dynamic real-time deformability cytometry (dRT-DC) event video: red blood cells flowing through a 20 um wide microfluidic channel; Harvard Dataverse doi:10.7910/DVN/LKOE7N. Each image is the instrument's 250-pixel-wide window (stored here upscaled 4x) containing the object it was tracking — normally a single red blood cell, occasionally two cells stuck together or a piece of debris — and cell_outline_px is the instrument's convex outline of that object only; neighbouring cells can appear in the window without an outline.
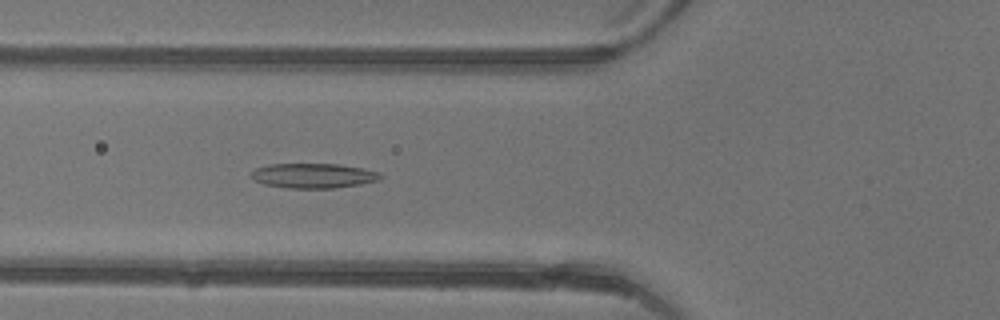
{"species": "common noctule bat (a hibernating species)", "species_latin": "Nyctalus noctula", "temperature_condition": "warm", "stored_images_in_passage": 46, "camera_frame_rate_fps": 3000, "um_per_image_px": 0.085, "animal": {"sex": "female"}, "frame": {"image": 1, "passage_image": 17, "time_ms": 5.333, "image_size_px": [1000, 320], "cell_outline_px": [[380, 180], [360, 184], [336, 188], [288, 188], [264, 184], [248, 176], [256, 168], [272, 164], [340, 164], [364, 168], [380, 172]], "centroid_in_image_um": [26.66, 14.93], "position_along_channel_um": 99.1, "area_um2": 18.67}}
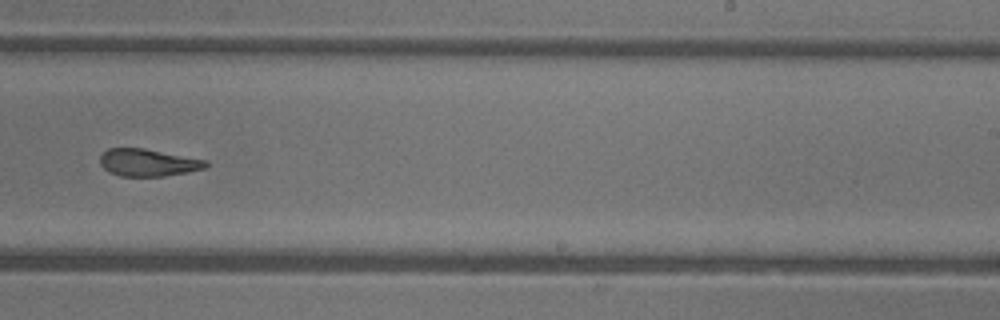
{"frame": {"image": 2, "passage_image": 29, "time_ms": 9.333, "image_size_px": [1000, 320], "cell_outline_px": [[208, 164], [204, 168], [188, 172], [164, 176], [120, 176], [108, 172], [100, 164], [100, 156], [108, 148], [144, 148], [208, 160]], "centroid_in_image_um": [12.58, 13.82], "position_along_channel_um": 276.4, "area_um2": 16.88}}
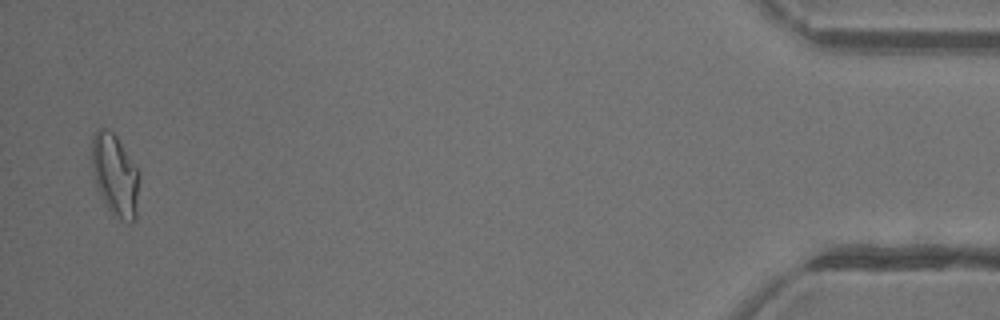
{"frame": {"image": 3, "passage_image": 45, "time_ms": 14.667, "image_size_px": [1000, 320], "cell_outline_px": [[140, 180], [136, 220], [132, 224], [120, 220], [112, 216], [104, 204], [96, 188], [92, 164], [92, 136], [96, 128], [108, 128], [116, 136], [140, 172]], "centroid_in_image_um": [9.8, 14.94], "position_along_channel_um": 425.4, "area_um2": 23.35}, "authors_computed_cell_mechanics": {"area_um2": 18.8428, "velocity_mm_per_s": 4.4201, "shape_relaxation_time_tau1_ms": null, "shape_relaxation_time_tau2_ms": 2.5846, "deformation_change_tau1": null, "deformation_change_tau2": 0.1175}}